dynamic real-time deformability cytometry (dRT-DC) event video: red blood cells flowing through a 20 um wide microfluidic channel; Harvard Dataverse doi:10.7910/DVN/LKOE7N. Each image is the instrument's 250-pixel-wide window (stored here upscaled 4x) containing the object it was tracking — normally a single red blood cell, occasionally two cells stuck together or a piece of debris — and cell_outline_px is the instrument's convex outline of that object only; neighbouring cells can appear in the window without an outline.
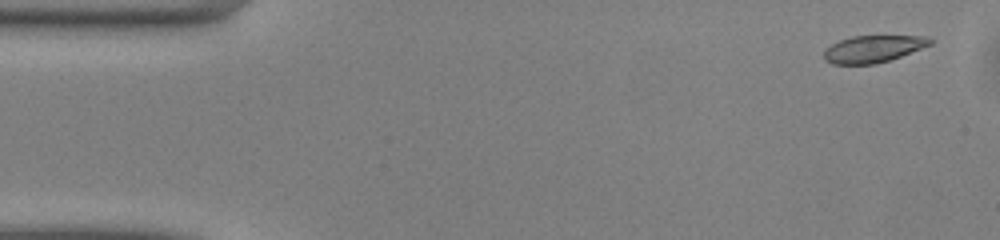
{"species": "common noctule bat (a hibernating species)", "species_latin": "Nyctalus noctula", "temperature_condition": "warm", "stored_images_in_passage": 9, "camera_frame_rate_fps": 3000, "um_per_image_px": 0.085, "animal": {"sex": "male", "body_mass_g": 13.0, "forearm_length_mm": 53.1}, "frame": {"image": 1, "passage_image": 2, "time_ms": 0.333, "image_size_px": [1000, 240], "cell_outline_px": [[932, 44], [900, 56], [876, 64], [832, 64], [824, 60], [824, 48], [840, 40], [852, 36], [928, 36], [932, 40]], "centroid_in_image_um": [74.18, 4.15], "position_along_channel_um": 10.8, "area_um2": 16.65}}